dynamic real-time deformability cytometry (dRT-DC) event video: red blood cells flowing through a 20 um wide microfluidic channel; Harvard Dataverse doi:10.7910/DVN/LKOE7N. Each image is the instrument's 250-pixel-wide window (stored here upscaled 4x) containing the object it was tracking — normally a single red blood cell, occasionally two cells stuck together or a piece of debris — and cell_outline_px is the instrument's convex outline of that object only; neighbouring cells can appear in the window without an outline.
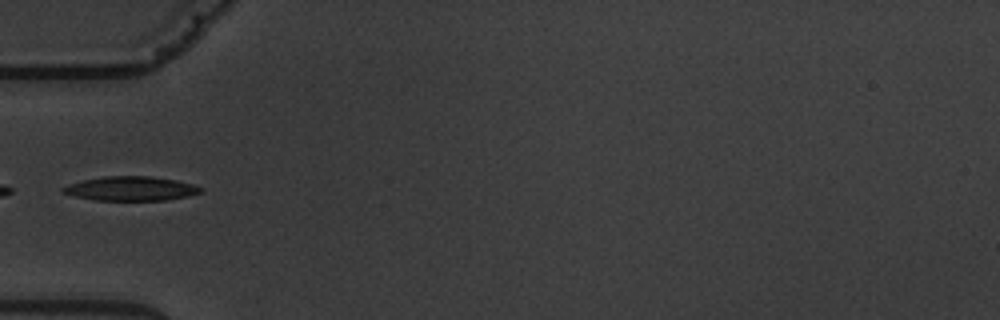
{"species": "common noctule bat (a hibernating species)", "species_latin": "Nyctalus noctula", "temperature_condition": "warm", "stored_images_in_passage": 5, "camera_frame_rate_fps": 3000, "um_per_image_px": 0.085, "animal": {"sex": "male", "body_mass_g": 19.5, "forearm_length_mm": 54.6}, "frame": {"image": 1, "passage_image": 5, "time_ms": 5.333, "image_size_px": [1000, 320], "cell_outline_px": [[204, 192], [188, 196], [168, 200], [92, 200], [60, 192], [60, 188], [68, 184], [84, 180], [104, 176], [152, 176], [176, 180], [192, 184], [204, 188]], "centroid_in_image_um": [11.14, 16.03], "position_along_channel_um": 73.9, "area_um2": 19.59}}